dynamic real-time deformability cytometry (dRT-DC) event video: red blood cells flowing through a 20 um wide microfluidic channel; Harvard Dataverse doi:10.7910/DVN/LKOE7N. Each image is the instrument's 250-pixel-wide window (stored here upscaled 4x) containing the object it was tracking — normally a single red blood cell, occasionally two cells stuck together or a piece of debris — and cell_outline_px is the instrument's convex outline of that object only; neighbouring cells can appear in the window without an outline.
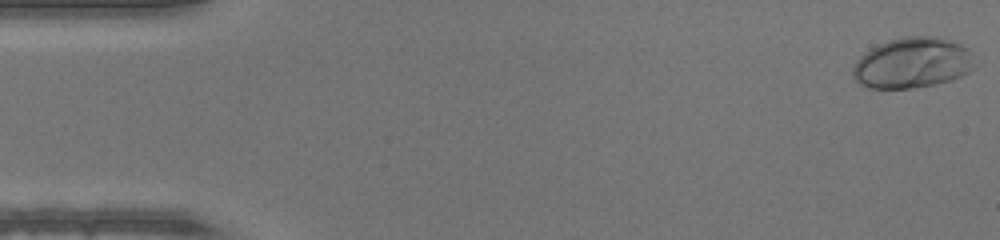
{"species": "human", "species_latin": "Homo sapiens", "temperature_condition": "warm", "stored_images_in_passage": 15, "camera_frame_rate_fps": 3000, "um_per_image_px": 0.085, "donor": {"sex": "male"}, "frame": {"image": 1, "passage_image": 1, "time_ms": 0.0, "image_size_px": [1000, 240], "cell_outline_px": [[980, 64], [968, 72], [952, 80], [936, 84], [912, 88], [868, 88], [860, 84], [852, 76], [852, 68], [856, 60], [860, 56], [872, 48], [888, 40], [900, 36], [940, 36], [952, 40], [968, 48]], "centroid_in_image_um": [77.61, 5.33], "position_along_channel_um": 7.4, "area_um2": 36.59}}
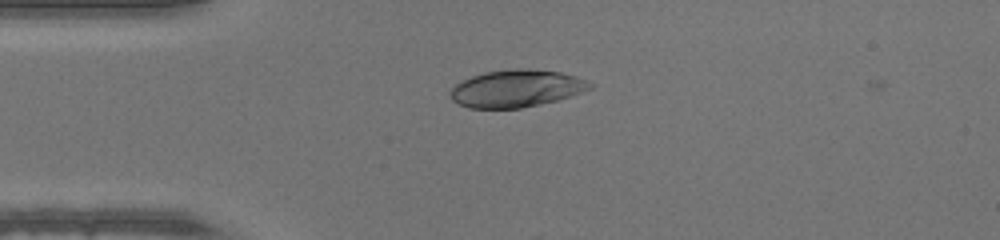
{"frame": {"image": 2, "passage_image": 12, "time_ms": 3.667, "image_size_px": [1000, 240], "cell_outline_px": [[596, 84], [592, 88], [556, 100], [540, 104], [520, 108], [468, 108], [456, 104], [448, 96], [448, 92], [456, 84], [472, 76], [484, 72], [516, 68], [528, 68], [560, 72], [576, 76]], "centroid_in_image_um": [43.86, 7.52], "position_along_channel_um": 41.1, "area_um2": 30.46}}